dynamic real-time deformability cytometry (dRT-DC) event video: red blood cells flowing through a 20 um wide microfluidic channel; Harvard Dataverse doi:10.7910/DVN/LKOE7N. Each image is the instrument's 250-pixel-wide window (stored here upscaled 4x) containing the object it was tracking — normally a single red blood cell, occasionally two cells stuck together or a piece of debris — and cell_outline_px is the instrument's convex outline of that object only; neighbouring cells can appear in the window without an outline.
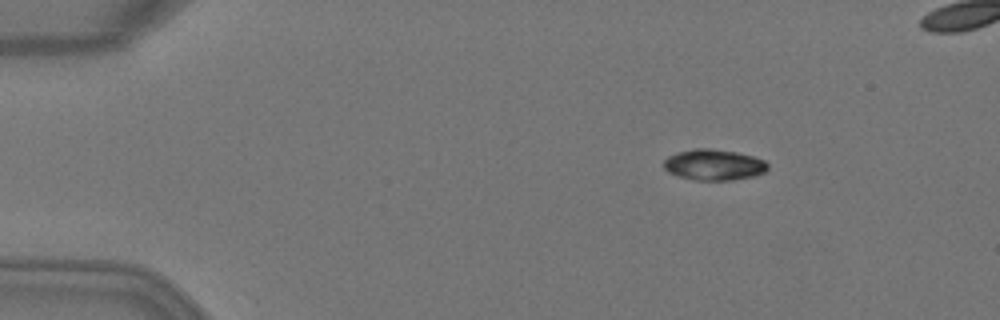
{"species": "Egyptian fruit bat (a non-hibernating species)", "species_latin": "Rousettus aegyptiacus", "temperature_condition": "warm", "stored_images_in_passage": 5, "segment_of_instrument_passage": [2, 2], "camera_frame_rate_fps": 3000, "um_per_image_px": 0.085, "animal": {"sex": "female"}, "frame": {"image": 1, "passage_image": 5, "time_ms": 1.333, "image_size_px": [1000, 320], "cell_outline_px": [[768, 168], [764, 172], [752, 176], [732, 180], [696, 180], [680, 176], [668, 172], [664, 168], [664, 160], [668, 156], [676, 152], [692, 148], [712, 148], [736, 152], [752, 156], [764, 160], [768, 164]], "centroid_in_image_um": [60.66, 13.99], "position_along_channel_um": 24.3, "area_um2": 18.73}}